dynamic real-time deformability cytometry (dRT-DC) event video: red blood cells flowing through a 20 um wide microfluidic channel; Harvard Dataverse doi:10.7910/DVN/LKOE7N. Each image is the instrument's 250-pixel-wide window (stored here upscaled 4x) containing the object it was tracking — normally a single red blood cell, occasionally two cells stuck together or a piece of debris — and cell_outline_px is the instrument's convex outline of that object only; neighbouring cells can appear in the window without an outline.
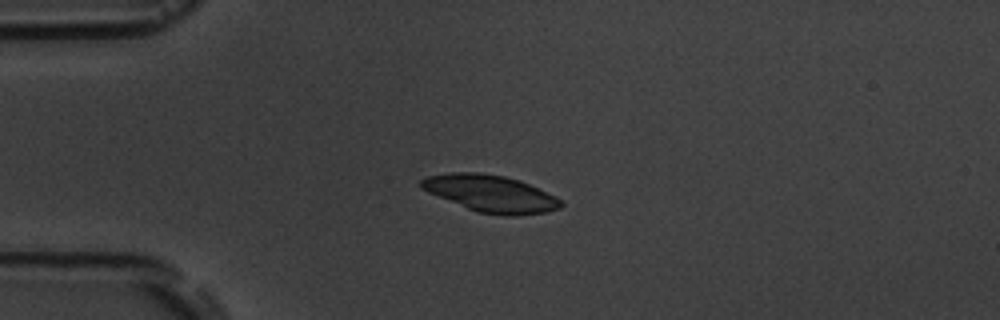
{"species": "common noctule bat (a hibernating species)", "species_latin": "Nyctalus noctula", "temperature_condition": "room temperature", "stored_images_in_passage": 12, "camera_frame_rate_fps": 3000, "um_per_image_px": 0.085, "animal": {"sex": "male", "body_mass_g": 19.5, "forearm_length_mm": 54.6}, "frame": {"image": 1, "passage_image": 1, "time_ms": 0.0, "image_size_px": [1000, 320], "cell_outline_px": [[564, 204], [560, 208], [544, 212], [516, 216], [500, 216], [476, 212], [428, 192], [420, 188], [420, 180], [428, 176], [448, 172], [480, 172], [504, 176], [520, 180], [556, 196]], "centroid_in_image_um": [41.7, 16.45], "position_along_channel_um": 43.3, "area_um2": 30.23}}
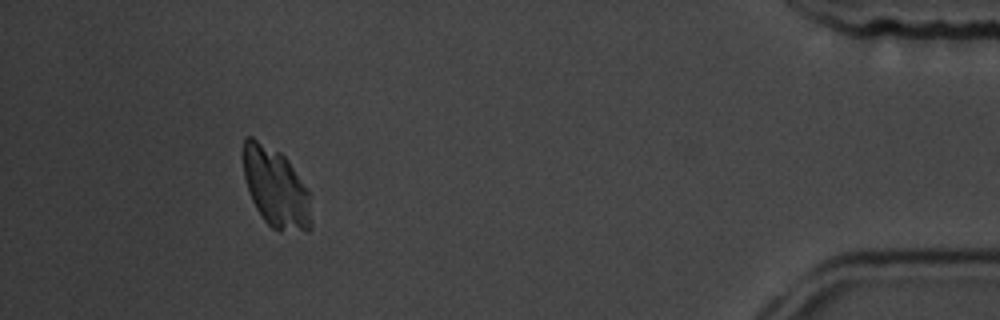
{"frame": {"image": 2, "passage_image": 11, "time_ms": 12.667, "image_size_px": [1000, 320], "cell_outline_px": [[312, 228], [308, 232], [304, 232], [272, 228], [264, 220], [256, 208], [252, 200], [244, 176], [244, 136], [252, 136], [280, 152], [288, 160], [308, 192], [312, 220]], "centroid_in_image_um": [23.45, 15.96], "position_along_channel_um": 411.8, "area_um2": 31.21}}